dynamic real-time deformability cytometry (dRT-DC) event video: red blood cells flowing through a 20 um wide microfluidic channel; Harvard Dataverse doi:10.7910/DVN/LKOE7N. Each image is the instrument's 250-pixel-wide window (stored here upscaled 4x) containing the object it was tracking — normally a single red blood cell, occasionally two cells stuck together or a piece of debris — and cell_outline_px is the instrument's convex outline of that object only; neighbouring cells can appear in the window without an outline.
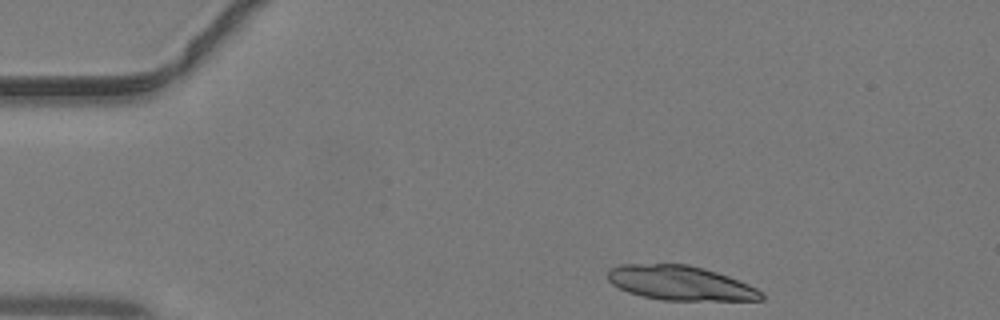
{"species": "common noctule bat (a hibernating species)", "species_latin": "Nyctalus noctula", "temperature_condition": "warm", "stored_images_in_passage": 37, "camera_frame_rate_fps": 3000, "um_per_image_px": 0.085, "animal": {"sex": "male", "body_mass_g": 19.2, "forearm_length_mm": 51.8}, "frame": {"image": 1, "passage_image": 1, "time_ms": 0.0, "image_size_px": [1000, 320], "cell_outline_px": [[764, 300], [664, 300], [644, 296], [628, 292], [612, 284], [608, 280], [608, 268], [620, 264], [688, 264], [704, 268], [728, 276], [748, 284], [764, 292]], "centroid_in_image_um": [57.83, 24.05], "position_along_channel_um": 27.2, "area_um2": 30.81}}
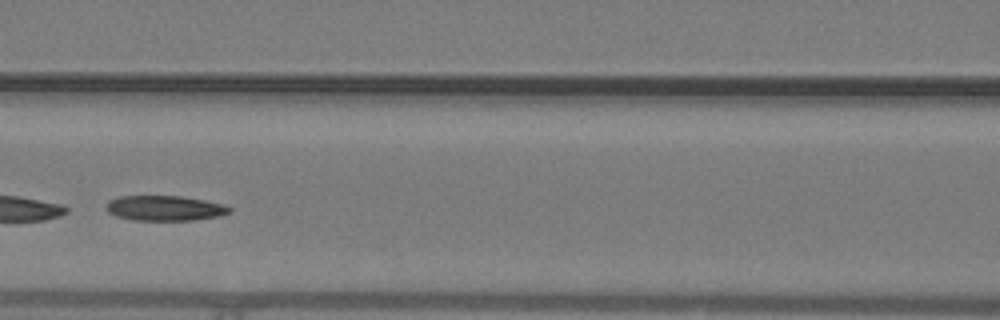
{"frame": {"image": 2, "passage_image": 14, "time_ms": 4.333, "image_size_px": [1000, 320], "cell_outline_px": [[232, 212], [220, 216], [192, 220], [132, 220], [116, 216], [108, 212], [104, 208], [108, 200], [120, 196], [180, 196], [204, 200], [224, 204], [232, 208]], "centroid_in_image_um": [14.0, 17.69], "position_along_channel_um": 152.6, "area_um2": 18.21}}
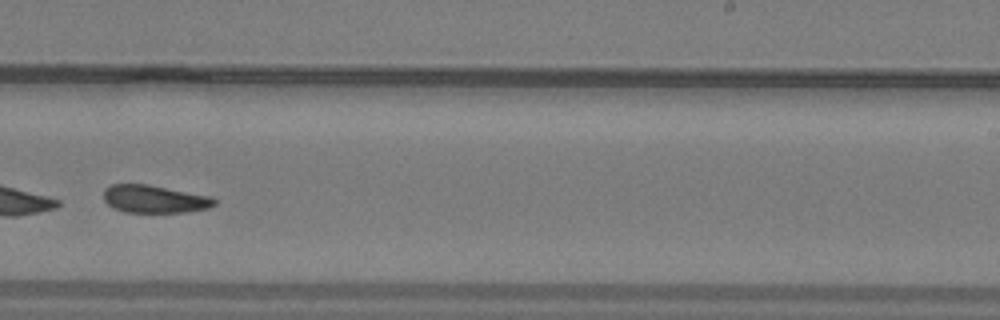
{"frame": {"image": 3, "passage_image": 22, "time_ms": 7.0, "image_size_px": [1000, 320], "cell_outline_px": [[216, 204], [208, 208], [184, 212], [124, 212], [112, 208], [104, 200], [104, 188], [112, 184], [148, 184], [212, 196], [216, 200]], "centroid_in_image_um": [13.12, 16.91], "position_along_channel_um": 275.9, "area_um2": 18.03}}